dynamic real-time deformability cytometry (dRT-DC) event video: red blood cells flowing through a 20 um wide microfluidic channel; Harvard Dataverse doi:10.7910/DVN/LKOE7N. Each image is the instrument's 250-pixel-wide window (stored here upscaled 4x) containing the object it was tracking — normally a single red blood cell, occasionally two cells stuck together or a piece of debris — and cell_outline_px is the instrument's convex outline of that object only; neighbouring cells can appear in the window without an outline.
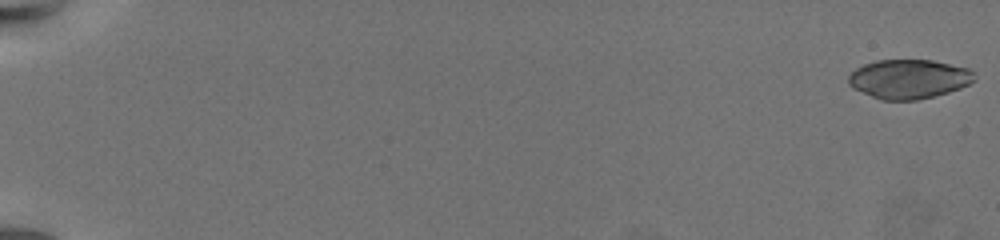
{"species": "common noctule bat (a hibernating species)", "species_latin": "Nyctalus noctula", "temperature_condition": "warm", "stored_images_in_passage": 64, "camera_frame_rate_fps": 3000, "um_per_image_px": 0.085, "animal": {"sex": "female", "body_mass_g": 19.5, "forearm_length_mm": 54.1}, "frame": {"image": 1, "passage_image": 1, "time_ms": 0.0, "image_size_px": [1000, 240], "cell_outline_px": [[976, 80], [960, 88], [948, 92], [916, 100], [880, 100], [852, 88], [848, 84], [848, 76], [856, 68], [864, 64], [876, 60], [932, 60], [968, 68], [972, 72]], "centroid_in_image_um": [77.22, 6.71], "position_along_channel_um": 7.8, "area_um2": 28.73}}
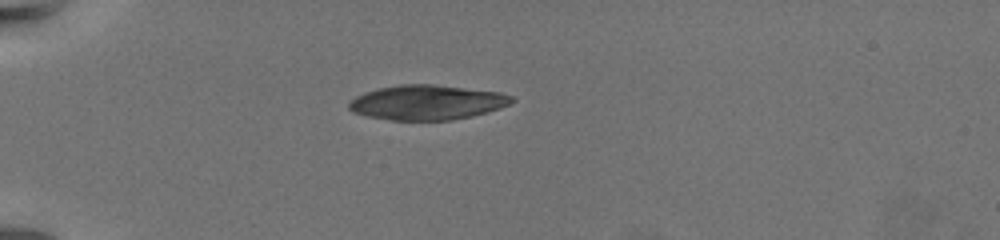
{"frame": {"image": 2, "passage_image": 21, "time_ms": 6.667, "image_size_px": [1000, 240], "cell_outline_px": [[516, 100], [500, 108], [488, 112], [472, 116], [452, 120], [392, 120], [368, 116], [352, 112], [348, 108], [348, 100], [364, 92], [376, 88], [400, 84], [432, 84], [500, 92], [512, 96]], "centroid_in_image_um": [36.27, 8.7], "position_along_channel_um": 48.7, "area_um2": 33.18}}